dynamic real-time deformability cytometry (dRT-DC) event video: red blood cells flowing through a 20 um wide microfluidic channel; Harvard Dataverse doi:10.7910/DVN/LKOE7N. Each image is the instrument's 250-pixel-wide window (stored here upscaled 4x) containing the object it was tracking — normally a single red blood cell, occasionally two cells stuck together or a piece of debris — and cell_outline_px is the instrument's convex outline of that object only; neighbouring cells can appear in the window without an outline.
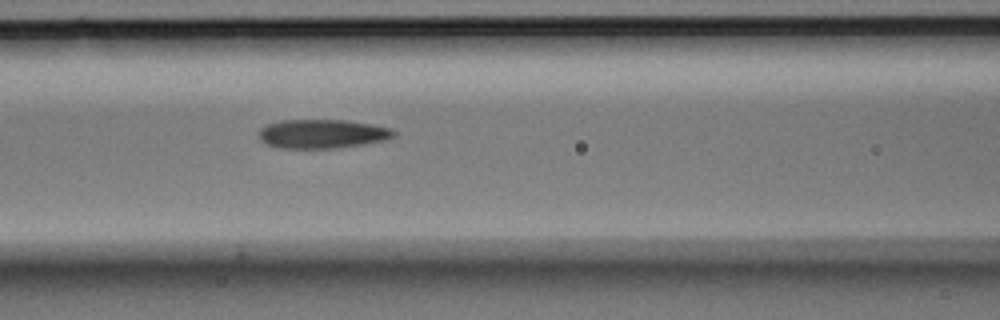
{"species": "Egyptian fruit bat (a non-hibernating species)", "species_latin": "Rousettus aegyptiacus", "temperature_condition": "room temperature", "stored_images_in_passage": 3, "camera_frame_rate_fps": 3000, "um_per_image_px": 0.085, "animal": {"sex": "male"}, "frame": {"image": 1, "passage_image": 3, "time_ms": 0.667, "image_size_px": [1000, 320], "cell_outline_px": [[396, 136], [384, 140], [360, 144], [328, 148], [280, 148], [268, 144], [260, 140], [260, 128], [268, 124], [280, 120], [348, 120], [372, 124], [392, 128], [396, 132]], "centroid_in_image_um": [27.4, 11.36], "position_along_channel_um": 139.2, "area_um2": 22.6}}